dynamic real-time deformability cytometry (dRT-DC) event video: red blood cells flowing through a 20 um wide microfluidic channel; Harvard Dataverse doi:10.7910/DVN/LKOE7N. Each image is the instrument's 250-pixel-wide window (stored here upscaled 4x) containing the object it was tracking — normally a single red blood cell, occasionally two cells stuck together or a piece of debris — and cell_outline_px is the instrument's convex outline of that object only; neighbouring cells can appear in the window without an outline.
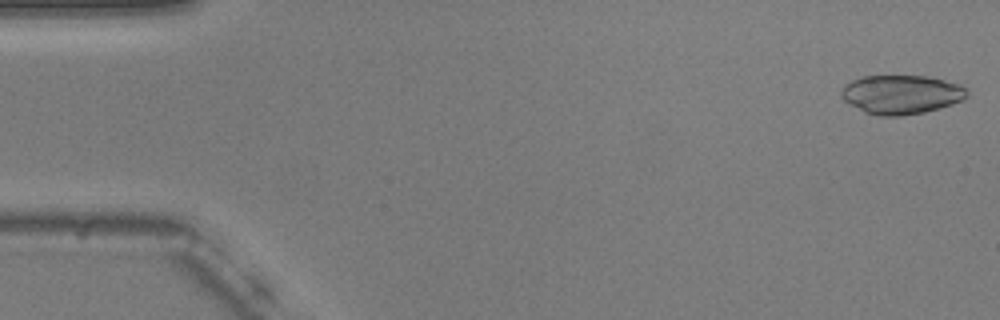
{"species": "common noctule bat (a hibernating species)", "species_latin": "Nyctalus noctula", "temperature_condition": "warm", "stored_images_in_passage": 53, "camera_frame_rate_fps": 3000, "um_per_image_px": 0.085, "animal": {"sex": "male", "body_mass_g": 20.5, "forearm_length_mm": 52.5}, "frame": {"image": 1, "passage_image": 1, "time_ms": 0.0, "image_size_px": [1000, 320], "cell_outline_px": [[968, 96], [964, 100], [940, 108], [924, 112], [900, 116], [876, 116], [864, 112], [848, 104], [840, 96], [840, 92], [844, 84], [852, 80], [864, 76], [928, 76], [960, 84], [968, 92]], "centroid_in_image_um": [76.59, 8.04], "position_along_channel_um": 8.4, "area_um2": 28.84}}
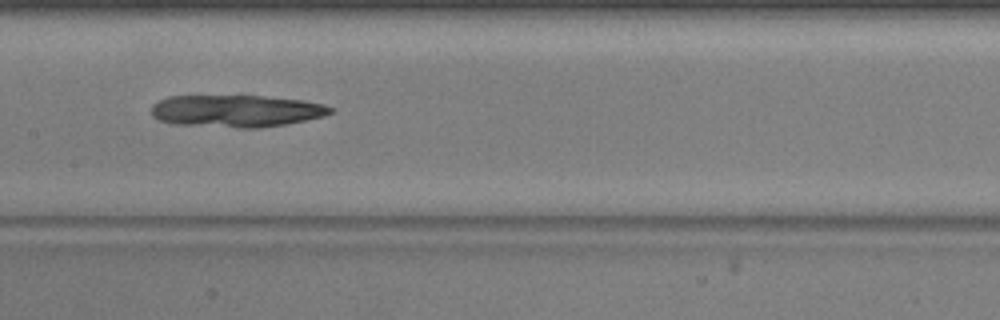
{"frame": {"image": 2, "passage_image": 26, "time_ms": 8.333, "image_size_px": [1000, 320], "cell_outline_px": [[332, 112], [324, 116], [284, 124], [256, 128], [236, 128], [176, 124], [156, 120], [152, 116], [152, 104], [168, 96], [264, 96], [300, 100], [324, 104], [332, 108]], "centroid_in_image_um": [20.03, 9.43], "position_along_channel_um": 187.4, "area_um2": 33.47}}
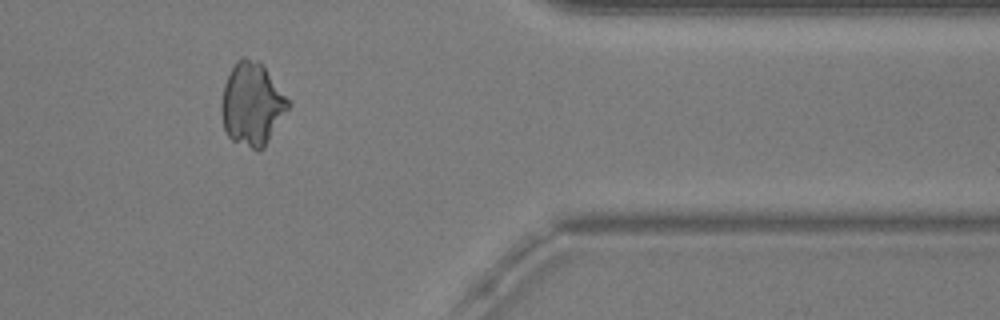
{"frame": {"image": 3, "passage_image": 44, "time_ms": 14.333, "image_size_px": [1000, 320], "cell_outline_px": [[292, 104], [264, 148], [256, 152], [232, 140], [228, 136], [224, 128], [220, 112], [220, 104], [224, 84], [236, 60], [244, 56], [260, 60]], "centroid_in_image_um": [21.42, 8.86], "position_along_channel_um": 390.0, "area_um2": 32.77}}